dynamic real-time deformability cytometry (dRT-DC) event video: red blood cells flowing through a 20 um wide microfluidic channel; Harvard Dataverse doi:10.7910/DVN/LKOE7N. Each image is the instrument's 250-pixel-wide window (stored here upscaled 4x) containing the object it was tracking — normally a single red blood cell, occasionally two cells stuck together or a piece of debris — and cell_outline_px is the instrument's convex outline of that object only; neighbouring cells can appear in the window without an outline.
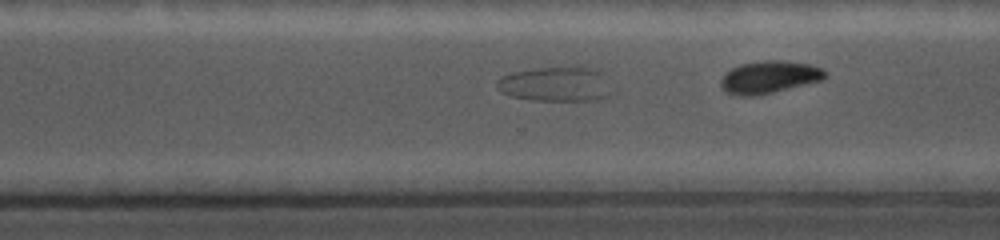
{"species": "common noctule bat (a hibernating species)", "species_latin": "Nyctalus noctula", "temperature_condition": "cold", "stored_images_in_passage": 23, "camera_frame_rate_fps": 5000, "um_per_image_px": 0.085, "animal": {"sex": "female", "body_mass_g": 19.0, "forearm_length_mm": 56.7}, "frame": {"image": 1, "passage_image": 20, "time_ms": 6.2, "image_size_px": [1000, 240], "cell_outline_px": [[604, 72], [600, 96], [592, 100], [532, 100], [512, 96], [504, 92], [496, 84], [496, 80], [504, 76], [516, 72], [540, 68], [596, 68]], "centroid_in_image_um": [47.08, 7.14], "position_along_channel_um": 323.5, "area_um2": 21.5}}